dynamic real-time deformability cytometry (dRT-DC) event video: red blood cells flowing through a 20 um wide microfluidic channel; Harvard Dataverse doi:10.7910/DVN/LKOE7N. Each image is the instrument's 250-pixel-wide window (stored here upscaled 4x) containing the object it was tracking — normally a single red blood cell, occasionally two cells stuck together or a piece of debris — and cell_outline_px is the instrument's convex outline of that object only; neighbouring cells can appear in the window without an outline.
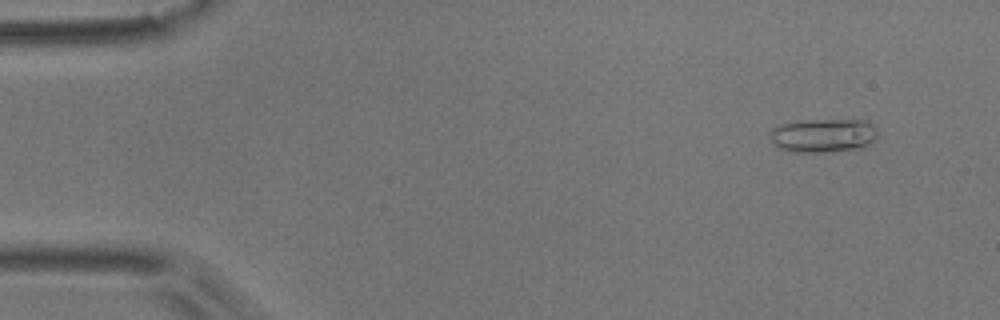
{"species": "common noctule bat (a hibernating species)", "species_latin": "Nyctalus noctula", "temperature_condition": "room temperature", "stored_images_in_passage": 14, "camera_frame_rate_fps": 3000, "um_per_image_px": 0.085, "animal": {"sex": "male", "body_mass_g": 17.9}, "frame": {"image": 1, "passage_image": 5, "time_ms": 1.333, "image_size_px": [1000, 320], "cell_outline_px": [[876, 136], [868, 144], [860, 148], [824, 152], [792, 152], [780, 148], [772, 140], [772, 128], [780, 124], [800, 120], [860, 120], [872, 124], [876, 128]], "centroid_in_image_um": [69.96, 11.51], "position_along_channel_um": 15.0, "area_um2": 20.87}}